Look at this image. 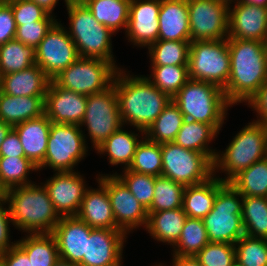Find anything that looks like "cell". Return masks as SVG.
Listing matches in <instances>:
<instances>
[{"instance_id":"8992f818","label":"cell","mask_w":267,"mask_h":266,"mask_svg":"<svg viewBox=\"0 0 267 266\" xmlns=\"http://www.w3.org/2000/svg\"><path fill=\"white\" fill-rule=\"evenodd\" d=\"M222 153L216 152L213 175L225 172L222 182H230L244 169L267 157V130L263 124L252 121L246 124L228 143Z\"/></svg>"},{"instance_id":"30bf717a","label":"cell","mask_w":267,"mask_h":266,"mask_svg":"<svg viewBox=\"0 0 267 266\" xmlns=\"http://www.w3.org/2000/svg\"><path fill=\"white\" fill-rule=\"evenodd\" d=\"M162 176L184 186L207 181L213 176V162L203 153L174 142L161 144Z\"/></svg>"},{"instance_id":"277c9868","label":"cell","mask_w":267,"mask_h":266,"mask_svg":"<svg viewBox=\"0 0 267 266\" xmlns=\"http://www.w3.org/2000/svg\"><path fill=\"white\" fill-rule=\"evenodd\" d=\"M184 118L211 125L218 133L232 105L221 87L211 82L189 79L172 98Z\"/></svg>"},{"instance_id":"681fc988","label":"cell","mask_w":267,"mask_h":266,"mask_svg":"<svg viewBox=\"0 0 267 266\" xmlns=\"http://www.w3.org/2000/svg\"><path fill=\"white\" fill-rule=\"evenodd\" d=\"M6 199L0 196V254L5 253L11 247L17 244V241L10 240V225L13 223L10 217V211ZM7 206V207H6ZM11 223V224H10Z\"/></svg>"},{"instance_id":"603a6c76","label":"cell","mask_w":267,"mask_h":266,"mask_svg":"<svg viewBox=\"0 0 267 266\" xmlns=\"http://www.w3.org/2000/svg\"><path fill=\"white\" fill-rule=\"evenodd\" d=\"M51 123L48 117L43 114L13 127L19 136L25 157L36 167L44 162Z\"/></svg>"},{"instance_id":"ac0fdd59","label":"cell","mask_w":267,"mask_h":266,"mask_svg":"<svg viewBox=\"0 0 267 266\" xmlns=\"http://www.w3.org/2000/svg\"><path fill=\"white\" fill-rule=\"evenodd\" d=\"M161 0H131L126 29L128 42L148 48L158 40Z\"/></svg>"},{"instance_id":"e575fe53","label":"cell","mask_w":267,"mask_h":266,"mask_svg":"<svg viewBox=\"0 0 267 266\" xmlns=\"http://www.w3.org/2000/svg\"><path fill=\"white\" fill-rule=\"evenodd\" d=\"M30 171L36 172L38 167L26 157H0V193L34 183L28 178Z\"/></svg>"},{"instance_id":"1f68e13d","label":"cell","mask_w":267,"mask_h":266,"mask_svg":"<svg viewBox=\"0 0 267 266\" xmlns=\"http://www.w3.org/2000/svg\"><path fill=\"white\" fill-rule=\"evenodd\" d=\"M94 18L110 28L115 34L121 29L126 32L131 0H81Z\"/></svg>"},{"instance_id":"484cf974","label":"cell","mask_w":267,"mask_h":266,"mask_svg":"<svg viewBox=\"0 0 267 266\" xmlns=\"http://www.w3.org/2000/svg\"><path fill=\"white\" fill-rule=\"evenodd\" d=\"M45 96H13L0 92V120L14 127L45 114Z\"/></svg>"},{"instance_id":"836d02e7","label":"cell","mask_w":267,"mask_h":266,"mask_svg":"<svg viewBox=\"0 0 267 266\" xmlns=\"http://www.w3.org/2000/svg\"><path fill=\"white\" fill-rule=\"evenodd\" d=\"M36 64V51L19 40L12 39L0 45V76L21 71Z\"/></svg>"},{"instance_id":"7dc6e473","label":"cell","mask_w":267,"mask_h":266,"mask_svg":"<svg viewBox=\"0 0 267 266\" xmlns=\"http://www.w3.org/2000/svg\"><path fill=\"white\" fill-rule=\"evenodd\" d=\"M56 22L57 20H41L24 23V25H16L15 39L25 45L36 48Z\"/></svg>"},{"instance_id":"816d5d0a","label":"cell","mask_w":267,"mask_h":266,"mask_svg":"<svg viewBox=\"0 0 267 266\" xmlns=\"http://www.w3.org/2000/svg\"><path fill=\"white\" fill-rule=\"evenodd\" d=\"M0 157H25L19 136L13 128L0 146Z\"/></svg>"},{"instance_id":"d6986e66","label":"cell","mask_w":267,"mask_h":266,"mask_svg":"<svg viewBox=\"0 0 267 266\" xmlns=\"http://www.w3.org/2000/svg\"><path fill=\"white\" fill-rule=\"evenodd\" d=\"M44 101L45 115L51 122L80 126L87 106L86 95L62 88L50 80Z\"/></svg>"},{"instance_id":"be15d7a7","label":"cell","mask_w":267,"mask_h":266,"mask_svg":"<svg viewBox=\"0 0 267 266\" xmlns=\"http://www.w3.org/2000/svg\"><path fill=\"white\" fill-rule=\"evenodd\" d=\"M0 266H3L2 261H1V256H0Z\"/></svg>"},{"instance_id":"4dcf8cb0","label":"cell","mask_w":267,"mask_h":266,"mask_svg":"<svg viewBox=\"0 0 267 266\" xmlns=\"http://www.w3.org/2000/svg\"><path fill=\"white\" fill-rule=\"evenodd\" d=\"M17 245L28 255L31 266H54L59 259L57 242L52 233L25 234Z\"/></svg>"},{"instance_id":"4fadbf2b","label":"cell","mask_w":267,"mask_h":266,"mask_svg":"<svg viewBox=\"0 0 267 266\" xmlns=\"http://www.w3.org/2000/svg\"><path fill=\"white\" fill-rule=\"evenodd\" d=\"M190 40L228 38L229 3L222 0H187Z\"/></svg>"},{"instance_id":"4316f807","label":"cell","mask_w":267,"mask_h":266,"mask_svg":"<svg viewBox=\"0 0 267 266\" xmlns=\"http://www.w3.org/2000/svg\"><path fill=\"white\" fill-rule=\"evenodd\" d=\"M187 215L182 208L148 213L144 230L157 242L173 247L179 240Z\"/></svg>"},{"instance_id":"5b68a950","label":"cell","mask_w":267,"mask_h":266,"mask_svg":"<svg viewBox=\"0 0 267 266\" xmlns=\"http://www.w3.org/2000/svg\"><path fill=\"white\" fill-rule=\"evenodd\" d=\"M69 30L79 57L95 58L111 62L117 69L112 50V35L115 33L99 23L81 0H71L67 5Z\"/></svg>"},{"instance_id":"60d3db41","label":"cell","mask_w":267,"mask_h":266,"mask_svg":"<svg viewBox=\"0 0 267 266\" xmlns=\"http://www.w3.org/2000/svg\"><path fill=\"white\" fill-rule=\"evenodd\" d=\"M128 169L139 174L162 176L161 144L144 137L138 144Z\"/></svg>"},{"instance_id":"7a4b0ae2","label":"cell","mask_w":267,"mask_h":266,"mask_svg":"<svg viewBox=\"0 0 267 266\" xmlns=\"http://www.w3.org/2000/svg\"><path fill=\"white\" fill-rule=\"evenodd\" d=\"M230 75L223 88L231 105L247 103L267 80V56L264 42L227 39Z\"/></svg>"},{"instance_id":"2e32d148","label":"cell","mask_w":267,"mask_h":266,"mask_svg":"<svg viewBox=\"0 0 267 266\" xmlns=\"http://www.w3.org/2000/svg\"><path fill=\"white\" fill-rule=\"evenodd\" d=\"M50 178V179H49ZM46 182H41L48 192L60 217L76 216L83 197L89 188L79 172H55Z\"/></svg>"},{"instance_id":"11a10c76","label":"cell","mask_w":267,"mask_h":266,"mask_svg":"<svg viewBox=\"0 0 267 266\" xmlns=\"http://www.w3.org/2000/svg\"><path fill=\"white\" fill-rule=\"evenodd\" d=\"M29 1L36 3L38 6H41L47 12L52 14L59 0H29ZM70 1L71 0H64L65 5H67Z\"/></svg>"},{"instance_id":"e0dca14e","label":"cell","mask_w":267,"mask_h":266,"mask_svg":"<svg viewBox=\"0 0 267 266\" xmlns=\"http://www.w3.org/2000/svg\"><path fill=\"white\" fill-rule=\"evenodd\" d=\"M127 237L120 229L94 228L86 236V255L79 266H123V249Z\"/></svg>"},{"instance_id":"f6af8a7d","label":"cell","mask_w":267,"mask_h":266,"mask_svg":"<svg viewBox=\"0 0 267 266\" xmlns=\"http://www.w3.org/2000/svg\"><path fill=\"white\" fill-rule=\"evenodd\" d=\"M195 257L201 266H230L235 260L234 244L209 242Z\"/></svg>"},{"instance_id":"74e56055","label":"cell","mask_w":267,"mask_h":266,"mask_svg":"<svg viewBox=\"0 0 267 266\" xmlns=\"http://www.w3.org/2000/svg\"><path fill=\"white\" fill-rule=\"evenodd\" d=\"M230 183L243 197H267V157L241 171Z\"/></svg>"},{"instance_id":"db71d44e","label":"cell","mask_w":267,"mask_h":266,"mask_svg":"<svg viewBox=\"0 0 267 266\" xmlns=\"http://www.w3.org/2000/svg\"><path fill=\"white\" fill-rule=\"evenodd\" d=\"M160 266H165V264H160ZM170 266H201L199 261L195 256L190 255H172V265Z\"/></svg>"},{"instance_id":"6125c7cd","label":"cell","mask_w":267,"mask_h":266,"mask_svg":"<svg viewBox=\"0 0 267 266\" xmlns=\"http://www.w3.org/2000/svg\"><path fill=\"white\" fill-rule=\"evenodd\" d=\"M222 1H225L227 3H232V2H235V1H238V0H222Z\"/></svg>"},{"instance_id":"52a82bcc","label":"cell","mask_w":267,"mask_h":266,"mask_svg":"<svg viewBox=\"0 0 267 266\" xmlns=\"http://www.w3.org/2000/svg\"><path fill=\"white\" fill-rule=\"evenodd\" d=\"M243 196L230 183L217 177V195L212 210L202 219L209 242L235 244L245 235L242 222Z\"/></svg>"},{"instance_id":"6da1fadb","label":"cell","mask_w":267,"mask_h":266,"mask_svg":"<svg viewBox=\"0 0 267 266\" xmlns=\"http://www.w3.org/2000/svg\"><path fill=\"white\" fill-rule=\"evenodd\" d=\"M118 69L113 80L123 126H133L141 135L152 125L172 100L155 87L145 75H130Z\"/></svg>"},{"instance_id":"f1b7e54d","label":"cell","mask_w":267,"mask_h":266,"mask_svg":"<svg viewBox=\"0 0 267 266\" xmlns=\"http://www.w3.org/2000/svg\"><path fill=\"white\" fill-rule=\"evenodd\" d=\"M218 134L209 124L185 119L173 142L183 148L203 153L213 162L217 150L209 144Z\"/></svg>"},{"instance_id":"94428289","label":"cell","mask_w":267,"mask_h":266,"mask_svg":"<svg viewBox=\"0 0 267 266\" xmlns=\"http://www.w3.org/2000/svg\"><path fill=\"white\" fill-rule=\"evenodd\" d=\"M264 44H265L266 56H267V37H266V39H265V41H264Z\"/></svg>"},{"instance_id":"ba28073f","label":"cell","mask_w":267,"mask_h":266,"mask_svg":"<svg viewBox=\"0 0 267 266\" xmlns=\"http://www.w3.org/2000/svg\"><path fill=\"white\" fill-rule=\"evenodd\" d=\"M79 125L51 123L44 162L38 167L55 172H72L88 154L85 132Z\"/></svg>"},{"instance_id":"44dd1931","label":"cell","mask_w":267,"mask_h":266,"mask_svg":"<svg viewBox=\"0 0 267 266\" xmlns=\"http://www.w3.org/2000/svg\"><path fill=\"white\" fill-rule=\"evenodd\" d=\"M93 229L77 216L61 217L52 232L59 258L79 265L86 255V236Z\"/></svg>"},{"instance_id":"8d00e7d4","label":"cell","mask_w":267,"mask_h":266,"mask_svg":"<svg viewBox=\"0 0 267 266\" xmlns=\"http://www.w3.org/2000/svg\"><path fill=\"white\" fill-rule=\"evenodd\" d=\"M191 41L157 40L148 47L151 66H188Z\"/></svg>"},{"instance_id":"ee69618b","label":"cell","mask_w":267,"mask_h":266,"mask_svg":"<svg viewBox=\"0 0 267 266\" xmlns=\"http://www.w3.org/2000/svg\"><path fill=\"white\" fill-rule=\"evenodd\" d=\"M123 173L115 172L116 175L134 195V197L145 208L149 209L154 197L155 176L139 174L129 169L122 171Z\"/></svg>"},{"instance_id":"7402d4cb","label":"cell","mask_w":267,"mask_h":266,"mask_svg":"<svg viewBox=\"0 0 267 266\" xmlns=\"http://www.w3.org/2000/svg\"><path fill=\"white\" fill-rule=\"evenodd\" d=\"M97 188L89 187L76 215L91 228L119 229L116 226L107 188L99 181Z\"/></svg>"},{"instance_id":"ab89813d","label":"cell","mask_w":267,"mask_h":266,"mask_svg":"<svg viewBox=\"0 0 267 266\" xmlns=\"http://www.w3.org/2000/svg\"><path fill=\"white\" fill-rule=\"evenodd\" d=\"M150 76H145L155 87L171 99L190 79L188 66H150Z\"/></svg>"},{"instance_id":"ffe728a7","label":"cell","mask_w":267,"mask_h":266,"mask_svg":"<svg viewBox=\"0 0 267 266\" xmlns=\"http://www.w3.org/2000/svg\"><path fill=\"white\" fill-rule=\"evenodd\" d=\"M233 3H229L227 39L264 42L267 37V8L240 3L239 1Z\"/></svg>"},{"instance_id":"83f0119b","label":"cell","mask_w":267,"mask_h":266,"mask_svg":"<svg viewBox=\"0 0 267 266\" xmlns=\"http://www.w3.org/2000/svg\"><path fill=\"white\" fill-rule=\"evenodd\" d=\"M123 128L124 126L114 132L94 150L100 155L102 154L105 156V154H107L109 164L112 166L121 164L123 165L122 169L125 170L129 168L136 148L145 135H142L141 137L135 133V131L132 132L131 130L128 132Z\"/></svg>"},{"instance_id":"f35d334b","label":"cell","mask_w":267,"mask_h":266,"mask_svg":"<svg viewBox=\"0 0 267 266\" xmlns=\"http://www.w3.org/2000/svg\"><path fill=\"white\" fill-rule=\"evenodd\" d=\"M208 243L209 239L203 220L187 217L181 236L173 246L171 254L195 256Z\"/></svg>"},{"instance_id":"c3c4849f","label":"cell","mask_w":267,"mask_h":266,"mask_svg":"<svg viewBox=\"0 0 267 266\" xmlns=\"http://www.w3.org/2000/svg\"><path fill=\"white\" fill-rule=\"evenodd\" d=\"M16 23L12 7L5 1H0V45L15 39Z\"/></svg>"},{"instance_id":"7bdbcfd3","label":"cell","mask_w":267,"mask_h":266,"mask_svg":"<svg viewBox=\"0 0 267 266\" xmlns=\"http://www.w3.org/2000/svg\"><path fill=\"white\" fill-rule=\"evenodd\" d=\"M235 259L243 266H267V239L243 235L235 244Z\"/></svg>"},{"instance_id":"9c48e42d","label":"cell","mask_w":267,"mask_h":266,"mask_svg":"<svg viewBox=\"0 0 267 266\" xmlns=\"http://www.w3.org/2000/svg\"><path fill=\"white\" fill-rule=\"evenodd\" d=\"M230 67L227 39L190 43L188 71L191 80L211 82L223 89L229 80Z\"/></svg>"},{"instance_id":"680465c9","label":"cell","mask_w":267,"mask_h":266,"mask_svg":"<svg viewBox=\"0 0 267 266\" xmlns=\"http://www.w3.org/2000/svg\"><path fill=\"white\" fill-rule=\"evenodd\" d=\"M54 266H79L78 264L72 263L71 261H67L59 258Z\"/></svg>"},{"instance_id":"d4e9b609","label":"cell","mask_w":267,"mask_h":266,"mask_svg":"<svg viewBox=\"0 0 267 266\" xmlns=\"http://www.w3.org/2000/svg\"><path fill=\"white\" fill-rule=\"evenodd\" d=\"M50 79L34 64L31 67L0 76V92L13 96H45Z\"/></svg>"},{"instance_id":"b9f144b4","label":"cell","mask_w":267,"mask_h":266,"mask_svg":"<svg viewBox=\"0 0 267 266\" xmlns=\"http://www.w3.org/2000/svg\"><path fill=\"white\" fill-rule=\"evenodd\" d=\"M185 186L172 179L158 176L155 179L154 197L148 213L182 208Z\"/></svg>"},{"instance_id":"cb8c5ba5","label":"cell","mask_w":267,"mask_h":266,"mask_svg":"<svg viewBox=\"0 0 267 266\" xmlns=\"http://www.w3.org/2000/svg\"><path fill=\"white\" fill-rule=\"evenodd\" d=\"M158 40L191 41L187 0H161Z\"/></svg>"},{"instance_id":"bcb514c9","label":"cell","mask_w":267,"mask_h":266,"mask_svg":"<svg viewBox=\"0 0 267 266\" xmlns=\"http://www.w3.org/2000/svg\"><path fill=\"white\" fill-rule=\"evenodd\" d=\"M11 7L16 25L33 23L41 20H58L41 6L29 0H5Z\"/></svg>"},{"instance_id":"f546056e","label":"cell","mask_w":267,"mask_h":266,"mask_svg":"<svg viewBox=\"0 0 267 266\" xmlns=\"http://www.w3.org/2000/svg\"><path fill=\"white\" fill-rule=\"evenodd\" d=\"M217 195V176L200 184L185 186L182 209L187 217L203 219L213 208Z\"/></svg>"},{"instance_id":"3957f363","label":"cell","mask_w":267,"mask_h":266,"mask_svg":"<svg viewBox=\"0 0 267 266\" xmlns=\"http://www.w3.org/2000/svg\"><path fill=\"white\" fill-rule=\"evenodd\" d=\"M2 195L8 204L12 225L27 234L52 233L61 219L42 183L13 187Z\"/></svg>"},{"instance_id":"d590c367","label":"cell","mask_w":267,"mask_h":266,"mask_svg":"<svg viewBox=\"0 0 267 266\" xmlns=\"http://www.w3.org/2000/svg\"><path fill=\"white\" fill-rule=\"evenodd\" d=\"M241 215L245 235L267 239V197H243Z\"/></svg>"},{"instance_id":"91938a15","label":"cell","mask_w":267,"mask_h":266,"mask_svg":"<svg viewBox=\"0 0 267 266\" xmlns=\"http://www.w3.org/2000/svg\"><path fill=\"white\" fill-rule=\"evenodd\" d=\"M230 266H243V265H241V264L238 262V260L235 259V260L232 262V264H231Z\"/></svg>"},{"instance_id":"5bb4252c","label":"cell","mask_w":267,"mask_h":266,"mask_svg":"<svg viewBox=\"0 0 267 266\" xmlns=\"http://www.w3.org/2000/svg\"><path fill=\"white\" fill-rule=\"evenodd\" d=\"M36 64L53 80L78 58V52L61 21H57L35 48Z\"/></svg>"},{"instance_id":"d6a6232c","label":"cell","mask_w":267,"mask_h":266,"mask_svg":"<svg viewBox=\"0 0 267 266\" xmlns=\"http://www.w3.org/2000/svg\"><path fill=\"white\" fill-rule=\"evenodd\" d=\"M184 120L180 108L171 100L146 130L145 137L158 144L173 142Z\"/></svg>"},{"instance_id":"7c38bea8","label":"cell","mask_w":267,"mask_h":266,"mask_svg":"<svg viewBox=\"0 0 267 266\" xmlns=\"http://www.w3.org/2000/svg\"><path fill=\"white\" fill-rule=\"evenodd\" d=\"M86 127L93 145L99 147L123 124L114 84L106 90L87 96V106L80 127Z\"/></svg>"},{"instance_id":"9f6ffc18","label":"cell","mask_w":267,"mask_h":266,"mask_svg":"<svg viewBox=\"0 0 267 266\" xmlns=\"http://www.w3.org/2000/svg\"><path fill=\"white\" fill-rule=\"evenodd\" d=\"M12 128L13 127L11 125L0 120V146Z\"/></svg>"},{"instance_id":"9a60e30c","label":"cell","mask_w":267,"mask_h":266,"mask_svg":"<svg viewBox=\"0 0 267 266\" xmlns=\"http://www.w3.org/2000/svg\"><path fill=\"white\" fill-rule=\"evenodd\" d=\"M106 188L112 207L116 226L126 235L139 227H146L148 212L129 191L125 184L114 174H97Z\"/></svg>"},{"instance_id":"6f0895ef","label":"cell","mask_w":267,"mask_h":266,"mask_svg":"<svg viewBox=\"0 0 267 266\" xmlns=\"http://www.w3.org/2000/svg\"><path fill=\"white\" fill-rule=\"evenodd\" d=\"M240 3H246L259 7L267 8V0H238Z\"/></svg>"},{"instance_id":"8fae6325","label":"cell","mask_w":267,"mask_h":266,"mask_svg":"<svg viewBox=\"0 0 267 266\" xmlns=\"http://www.w3.org/2000/svg\"><path fill=\"white\" fill-rule=\"evenodd\" d=\"M117 71L109 61L79 57L53 80L62 88L88 96L109 88Z\"/></svg>"},{"instance_id":"f907efd6","label":"cell","mask_w":267,"mask_h":266,"mask_svg":"<svg viewBox=\"0 0 267 266\" xmlns=\"http://www.w3.org/2000/svg\"><path fill=\"white\" fill-rule=\"evenodd\" d=\"M248 107L253 109L258 115L257 120H253L267 126V80L258 91L248 100Z\"/></svg>"},{"instance_id":"f5cc1de1","label":"cell","mask_w":267,"mask_h":266,"mask_svg":"<svg viewBox=\"0 0 267 266\" xmlns=\"http://www.w3.org/2000/svg\"><path fill=\"white\" fill-rule=\"evenodd\" d=\"M0 256L3 266H31L28 255L17 244Z\"/></svg>"}]
</instances>
